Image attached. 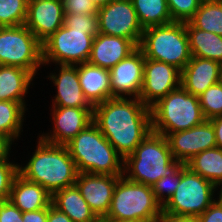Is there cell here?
<instances>
[{"instance_id": "cell-1", "label": "cell", "mask_w": 222, "mask_h": 222, "mask_svg": "<svg viewBox=\"0 0 222 222\" xmlns=\"http://www.w3.org/2000/svg\"><path fill=\"white\" fill-rule=\"evenodd\" d=\"M93 122L123 159L152 130L151 110L139 98L114 97L94 105Z\"/></svg>"}, {"instance_id": "cell-2", "label": "cell", "mask_w": 222, "mask_h": 222, "mask_svg": "<svg viewBox=\"0 0 222 222\" xmlns=\"http://www.w3.org/2000/svg\"><path fill=\"white\" fill-rule=\"evenodd\" d=\"M37 140L31 158L18 164L19 175L40 184L50 194L75 185L78 171L67 146L46 142L39 136Z\"/></svg>"}, {"instance_id": "cell-3", "label": "cell", "mask_w": 222, "mask_h": 222, "mask_svg": "<svg viewBox=\"0 0 222 222\" xmlns=\"http://www.w3.org/2000/svg\"><path fill=\"white\" fill-rule=\"evenodd\" d=\"M78 173L123 175V158L92 122L66 144Z\"/></svg>"}, {"instance_id": "cell-4", "label": "cell", "mask_w": 222, "mask_h": 222, "mask_svg": "<svg viewBox=\"0 0 222 222\" xmlns=\"http://www.w3.org/2000/svg\"><path fill=\"white\" fill-rule=\"evenodd\" d=\"M178 164L167 138L151 130L134 152L123 159V176L132 182L152 186Z\"/></svg>"}, {"instance_id": "cell-5", "label": "cell", "mask_w": 222, "mask_h": 222, "mask_svg": "<svg viewBox=\"0 0 222 222\" xmlns=\"http://www.w3.org/2000/svg\"><path fill=\"white\" fill-rule=\"evenodd\" d=\"M152 131L165 137L169 133L188 130L206 120L199 98L181 85L150 107Z\"/></svg>"}, {"instance_id": "cell-6", "label": "cell", "mask_w": 222, "mask_h": 222, "mask_svg": "<svg viewBox=\"0 0 222 222\" xmlns=\"http://www.w3.org/2000/svg\"><path fill=\"white\" fill-rule=\"evenodd\" d=\"M138 48L145 58L171 64L180 71L192 57L186 22L145 28Z\"/></svg>"}, {"instance_id": "cell-7", "label": "cell", "mask_w": 222, "mask_h": 222, "mask_svg": "<svg viewBox=\"0 0 222 222\" xmlns=\"http://www.w3.org/2000/svg\"><path fill=\"white\" fill-rule=\"evenodd\" d=\"M161 215L162 206L156 200L152 186L132 182L124 176L118 179L105 218L112 222L129 220L157 222Z\"/></svg>"}, {"instance_id": "cell-8", "label": "cell", "mask_w": 222, "mask_h": 222, "mask_svg": "<svg viewBox=\"0 0 222 222\" xmlns=\"http://www.w3.org/2000/svg\"><path fill=\"white\" fill-rule=\"evenodd\" d=\"M215 195L216 186L212 182L184 165L180 169V183L162 206V213L198 217L216 200Z\"/></svg>"}, {"instance_id": "cell-9", "label": "cell", "mask_w": 222, "mask_h": 222, "mask_svg": "<svg viewBox=\"0 0 222 222\" xmlns=\"http://www.w3.org/2000/svg\"><path fill=\"white\" fill-rule=\"evenodd\" d=\"M0 65L28 70L34 77L43 65V46L25 26L0 27Z\"/></svg>"}, {"instance_id": "cell-10", "label": "cell", "mask_w": 222, "mask_h": 222, "mask_svg": "<svg viewBox=\"0 0 222 222\" xmlns=\"http://www.w3.org/2000/svg\"><path fill=\"white\" fill-rule=\"evenodd\" d=\"M94 36L85 30L61 26L43 43V65H78L87 62Z\"/></svg>"}, {"instance_id": "cell-11", "label": "cell", "mask_w": 222, "mask_h": 222, "mask_svg": "<svg viewBox=\"0 0 222 222\" xmlns=\"http://www.w3.org/2000/svg\"><path fill=\"white\" fill-rule=\"evenodd\" d=\"M98 33L130 39L137 47L143 27L131 0H115L98 9Z\"/></svg>"}, {"instance_id": "cell-12", "label": "cell", "mask_w": 222, "mask_h": 222, "mask_svg": "<svg viewBox=\"0 0 222 222\" xmlns=\"http://www.w3.org/2000/svg\"><path fill=\"white\" fill-rule=\"evenodd\" d=\"M50 112L51 130L40 132L38 136L52 144L66 145L93 122V108L52 106Z\"/></svg>"}, {"instance_id": "cell-13", "label": "cell", "mask_w": 222, "mask_h": 222, "mask_svg": "<svg viewBox=\"0 0 222 222\" xmlns=\"http://www.w3.org/2000/svg\"><path fill=\"white\" fill-rule=\"evenodd\" d=\"M181 71L171 64L145 58L139 99L149 108L180 86Z\"/></svg>"}, {"instance_id": "cell-14", "label": "cell", "mask_w": 222, "mask_h": 222, "mask_svg": "<svg viewBox=\"0 0 222 222\" xmlns=\"http://www.w3.org/2000/svg\"><path fill=\"white\" fill-rule=\"evenodd\" d=\"M173 158L186 164L193 156L216 146L214 127L210 120L188 130L169 133L166 136Z\"/></svg>"}, {"instance_id": "cell-15", "label": "cell", "mask_w": 222, "mask_h": 222, "mask_svg": "<svg viewBox=\"0 0 222 222\" xmlns=\"http://www.w3.org/2000/svg\"><path fill=\"white\" fill-rule=\"evenodd\" d=\"M144 63L143 52L137 48L110 69L113 97L139 98L143 84Z\"/></svg>"}, {"instance_id": "cell-16", "label": "cell", "mask_w": 222, "mask_h": 222, "mask_svg": "<svg viewBox=\"0 0 222 222\" xmlns=\"http://www.w3.org/2000/svg\"><path fill=\"white\" fill-rule=\"evenodd\" d=\"M123 175L78 173L75 185L97 217L109 212L114 188Z\"/></svg>"}, {"instance_id": "cell-17", "label": "cell", "mask_w": 222, "mask_h": 222, "mask_svg": "<svg viewBox=\"0 0 222 222\" xmlns=\"http://www.w3.org/2000/svg\"><path fill=\"white\" fill-rule=\"evenodd\" d=\"M55 69L46 78L56 89L52 106L94 108L85 97L78 78V65L53 64ZM54 72V73H53Z\"/></svg>"}, {"instance_id": "cell-18", "label": "cell", "mask_w": 222, "mask_h": 222, "mask_svg": "<svg viewBox=\"0 0 222 222\" xmlns=\"http://www.w3.org/2000/svg\"><path fill=\"white\" fill-rule=\"evenodd\" d=\"M61 0H28L25 26L43 43L64 25Z\"/></svg>"}, {"instance_id": "cell-19", "label": "cell", "mask_w": 222, "mask_h": 222, "mask_svg": "<svg viewBox=\"0 0 222 222\" xmlns=\"http://www.w3.org/2000/svg\"><path fill=\"white\" fill-rule=\"evenodd\" d=\"M137 48L130 39L98 33L94 36L87 62L110 70Z\"/></svg>"}, {"instance_id": "cell-20", "label": "cell", "mask_w": 222, "mask_h": 222, "mask_svg": "<svg viewBox=\"0 0 222 222\" xmlns=\"http://www.w3.org/2000/svg\"><path fill=\"white\" fill-rule=\"evenodd\" d=\"M220 65L211 59L192 56L181 71L180 85L199 97L207 88L218 83Z\"/></svg>"}, {"instance_id": "cell-21", "label": "cell", "mask_w": 222, "mask_h": 222, "mask_svg": "<svg viewBox=\"0 0 222 222\" xmlns=\"http://www.w3.org/2000/svg\"><path fill=\"white\" fill-rule=\"evenodd\" d=\"M35 78L38 76L34 77L23 68L0 65V101L19 102L28 111L26 95Z\"/></svg>"}, {"instance_id": "cell-22", "label": "cell", "mask_w": 222, "mask_h": 222, "mask_svg": "<svg viewBox=\"0 0 222 222\" xmlns=\"http://www.w3.org/2000/svg\"><path fill=\"white\" fill-rule=\"evenodd\" d=\"M78 78L87 100L94 106L114 98L110 87V70L88 62L78 64Z\"/></svg>"}, {"instance_id": "cell-23", "label": "cell", "mask_w": 222, "mask_h": 222, "mask_svg": "<svg viewBox=\"0 0 222 222\" xmlns=\"http://www.w3.org/2000/svg\"><path fill=\"white\" fill-rule=\"evenodd\" d=\"M52 194L38 183L30 182L21 175L13 181L9 201L23 213L36 211L51 205Z\"/></svg>"}, {"instance_id": "cell-24", "label": "cell", "mask_w": 222, "mask_h": 222, "mask_svg": "<svg viewBox=\"0 0 222 222\" xmlns=\"http://www.w3.org/2000/svg\"><path fill=\"white\" fill-rule=\"evenodd\" d=\"M51 204L65 213L73 222H93L97 218L76 185L54 192Z\"/></svg>"}, {"instance_id": "cell-25", "label": "cell", "mask_w": 222, "mask_h": 222, "mask_svg": "<svg viewBox=\"0 0 222 222\" xmlns=\"http://www.w3.org/2000/svg\"><path fill=\"white\" fill-rule=\"evenodd\" d=\"M191 55L222 64V36L195 28L186 22Z\"/></svg>"}, {"instance_id": "cell-26", "label": "cell", "mask_w": 222, "mask_h": 222, "mask_svg": "<svg viewBox=\"0 0 222 222\" xmlns=\"http://www.w3.org/2000/svg\"><path fill=\"white\" fill-rule=\"evenodd\" d=\"M185 165L216 187L222 185V149L215 147L204 150L193 156Z\"/></svg>"}, {"instance_id": "cell-27", "label": "cell", "mask_w": 222, "mask_h": 222, "mask_svg": "<svg viewBox=\"0 0 222 222\" xmlns=\"http://www.w3.org/2000/svg\"><path fill=\"white\" fill-rule=\"evenodd\" d=\"M27 110L14 101H0V134L9 138L15 145L23 135L24 119Z\"/></svg>"}, {"instance_id": "cell-28", "label": "cell", "mask_w": 222, "mask_h": 222, "mask_svg": "<svg viewBox=\"0 0 222 222\" xmlns=\"http://www.w3.org/2000/svg\"><path fill=\"white\" fill-rule=\"evenodd\" d=\"M143 29L174 22L167 0H131Z\"/></svg>"}, {"instance_id": "cell-29", "label": "cell", "mask_w": 222, "mask_h": 222, "mask_svg": "<svg viewBox=\"0 0 222 222\" xmlns=\"http://www.w3.org/2000/svg\"><path fill=\"white\" fill-rule=\"evenodd\" d=\"M189 22L195 28L222 36V0H203Z\"/></svg>"}, {"instance_id": "cell-30", "label": "cell", "mask_w": 222, "mask_h": 222, "mask_svg": "<svg viewBox=\"0 0 222 222\" xmlns=\"http://www.w3.org/2000/svg\"><path fill=\"white\" fill-rule=\"evenodd\" d=\"M28 0H0V27L25 25Z\"/></svg>"}, {"instance_id": "cell-31", "label": "cell", "mask_w": 222, "mask_h": 222, "mask_svg": "<svg viewBox=\"0 0 222 222\" xmlns=\"http://www.w3.org/2000/svg\"><path fill=\"white\" fill-rule=\"evenodd\" d=\"M184 165V163H179L173 170L170 171V173L163 176L152 185L155 198L161 204V206H163L175 193L177 186L180 183V169Z\"/></svg>"}, {"instance_id": "cell-32", "label": "cell", "mask_w": 222, "mask_h": 222, "mask_svg": "<svg viewBox=\"0 0 222 222\" xmlns=\"http://www.w3.org/2000/svg\"><path fill=\"white\" fill-rule=\"evenodd\" d=\"M198 98L206 120L222 115V86L219 83L207 88Z\"/></svg>"}, {"instance_id": "cell-33", "label": "cell", "mask_w": 222, "mask_h": 222, "mask_svg": "<svg viewBox=\"0 0 222 222\" xmlns=\"http://www.w3.org/2000/svg\"><path fill=\"white\" fill-rule=\"evenodd\" d=\"M203 0H167L173 21L187 22L195 14Z\"/></svg>"}, {"instance_id": "cell-34", "label": "cell", "mask_w": 222, "mask_h": 222, "mask_svg": "<svg viewBox=\"0 0 222 222\" xmlns=\"http://www.w3.org/2000/svg\"><path fill=\"white\" fill-rule=\"evenodd\" d=\"M64 25L72 29L85 30L88 34H98L97 14H65Z\"/></svg>"}, {"instance_id": "cell-35", "label": "cell", "mask_w": 222, "mask_h": 222, "mask_svg": "<svg viewBox=\"0 0 222 222\" xmlns=\"http://www.w3.org/2000/svg\"><path fill=\"white\" fill-rule=\"evenodd\" d=\"M18 166L14 160L0 162V202L9 200L13 181L19 174Z\"/></svg>"}, {"instance_id": "cell-36", "label": "cell", "mask_w": 222, "mask_h": 222, "mask_svg": "<svg viewBox=\"0 0 222 222\" xmlns=\"http://www.w3.org/2000/svg\"><path fill=\"white\" fill-rule=\"evenodd\" d=\"M64 14H97L98 9L91 0H61Z\"/></svg>"}, {"instance_id": "cell-37", "label": "cell", "mask_w": 222, "mask_h": 222, "mask_svg": "<svg viewBox=\"0 0 222 222\" xmlns=\"http://www.w3.org/2000/svg\"><path fill=\"white\" fill-rule=\"evenodd\" d=\"M22 214L11 201L0 202V222H23Z\"/></svg>"}, {"instance_id": "cell-38", "label": "cell", "mask_w": 222, "mask_h": 222, "mask_svg": "<svg viewBox=\"0 0 222 222\" xmlns=\"http://www.w3.org/2000/svg\"><path fill=\"white\" fill-rule=\"evenodd\" d=\"M196 218L198 222H222V204L216 199Z\"/></svg>"}, {"instance_id": "cell-39", "label": "cell", "mask_w": 222, "mask_h": 222, "mask_svg": "<svg viewBox=\"0 0 222 222\" xmlns=\"http://www.w3.org/2000/svg\"><path fill=\"white\" fill-rule=\"evenodd\" d=\"M22 217L23 222H47L48 206L36 211L24 212Z\"/></svg>"}, {"instance_id": "cell-40", "label": "cell", "mask_w": 222, "mask_h": 222, "mask_svg": "<svg viewBox=\"0 0 222 222\" xmlns=\"http://www.w3.org/2000/svg\"><path fill=\"white\" fill-rule=\"evenodd\" d=\"M47 222H73L65 213L58 210L52 204L48 206Z\"/></svg>"}, {"instance_id": "cell-41", "label": "cell", "mask_w": 222, "mask_h": 222, "mask_svg": "<svg viewBox=\"0 0 222 222\" xmlns=\"http://www.w3.org/2000/svg\"><path fill=\"white\" fill-rule=\"evenodd\" d=\"M13 144L9 138L0 134V162L11 159L10 154Z\"/></svg>"}, {"instance_id": "cell-42", "label": "cell", "mask_w": 222, "mask_h": 222, "mask_svg": "<svg viewBox=\"0 0 222 222\" xmlns=\"http://www.w3.org/2000/svg\"><path fill=\"white\" fill-rule=\"evenodd\" d=\"M157 222H198L194 216H177L167 213H162Z\"/></svg>"}, {"instance_id": "cell-43", "label": "cell", "mask_w": 222, "mask_h": 222, "mask_svg": "<svg viewBox=\"0 0 222 222\" xmlns=\"http://www.w3.org/2000/svg\"><path fill=\"white\" fill-rule=\"evenodd\" d=\"M215 132L216 146L222 149V115L210 119Z\"/></svg>"}, {"instance_id": "cell-44", "label": "cell", "mask_w": 222, "mask_h": 222, "mask_svg": "<svg viewBox=\"0 0 222 222\" xmlns=\"http://www.w3.org/2000/svg\"><path fill=\"white\" fill-rule=\"evenodd\" d=\"M97 9L104 7L115 0H91Z\"/></svg>"}, {"instance_id": "cell-45", "label": "cell", "mask_w": 222, "mask_h": 222, "mask_svg": "<svg viewBox=\"0 0 222 222\" xmlns=\"http://www.w3.org/2000/svg\"><path fill=\"white\" fill-rule=\"evenodd\" d=\"M217 200L222 204V185L216 187Z\"/></svg>"}, {"instance_id": "cell-46", "label": "cell", "mask_w": 222, "mask_h": 222, "mask_svg": "<svg viewBox=\"0 0 222 222\" xmlns=\"http://www.w3.org/2000/svg\"><path fill=\"white\" fill-rule=\"evenodd\" d=\"M93 222H112L105 217H97Z\"/></svg>"}, {"instance_id": "cell-47", "label": "cell", "mask_w": 222, "mask_h": 222, "mask_svg": "<svg viewBox=\"0 0 222 222\" xmlns=\"http://www.w3.org/2000/svg\"><path fill=\"white\" fill-rule=\"evenodd\" d=\"M218 83L222 86V64L220 65L219 68Z\"/></svg>"}, {"instance_id": "cell-48", "label": "cell", "mask_w": 222, "mask_h": 222, "mask_svg": "<svg viewBox=\"0 0 222 222\" xmlns=\"http://www.w3.org/2000/svg\"><path fill=\"white\" fill-rule=\"evenodd\" d=\"M118 222H150L145 220H129V221H118Z\"/></svg>"}]
</instances>
